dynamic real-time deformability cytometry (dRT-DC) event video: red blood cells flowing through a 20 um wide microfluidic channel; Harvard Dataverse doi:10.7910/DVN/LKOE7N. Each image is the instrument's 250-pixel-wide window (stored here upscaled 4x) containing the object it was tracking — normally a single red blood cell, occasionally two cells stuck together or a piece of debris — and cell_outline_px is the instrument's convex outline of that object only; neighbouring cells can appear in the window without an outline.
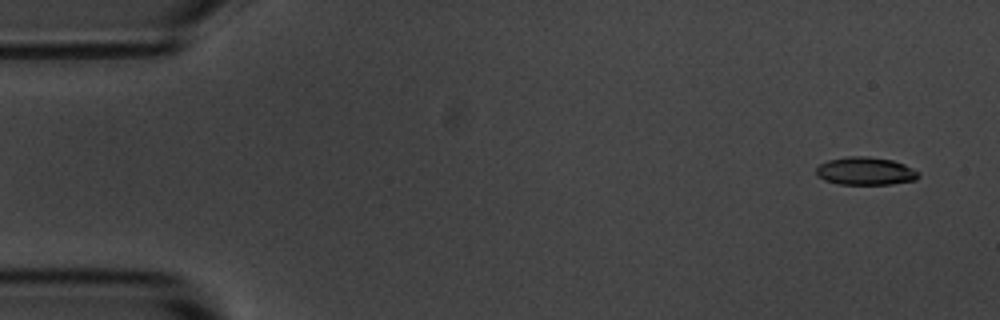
{"species": "common noctule bat (a hibernating species)", "species_latin": "Nyctalus noctula", "temperature_condition": "room temperature", "stored_images_in_passage": 9, "camera_frame_rate_fps": 3000, "um_per_image_px": 0.085, "animal": {"sex": "male", "body_mass_g": 20.1, "forearm_length_mm": 53.5}, "frame": {"image": 1, "passage_image": 1, "time_ms": 0.0, "image_size_px": [1000, 320], "cell_outline_px": [[920, 176], [916, 180], [892, 184], [840, 184], [824, 180], [816, 172], [816, 168], [820, 164], [828, 160], [848, 156], [868, 156], [892, 160], [904, 164], [920, 172]], "centroid_in_image_um": [73.6, 14.54], "position_along_channel_um": 11.4, "area_um2": 16.65}}
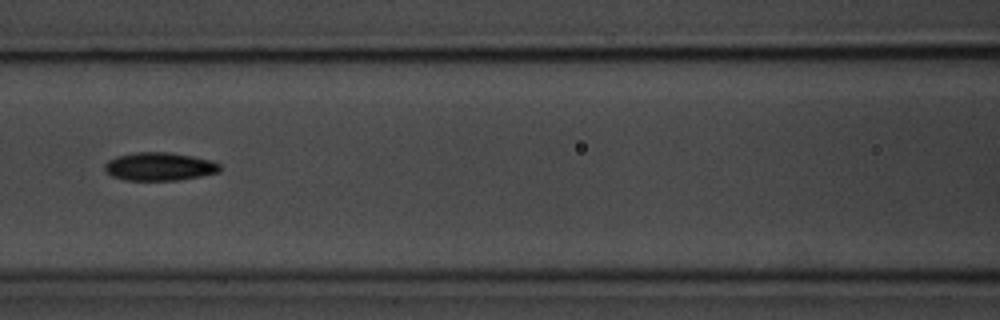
{"frame": {"image": 2, "passage_image": 7, "time_ms": 7.0, "image_size_px": [1000, 320], "cell_outline_px": [[220, 172], [200, 176], [176, 180], [124, 180], [112, 176], [104, 168], [104, 164], [108, 160], [116, 156], [136, 152], [172, 152], [212, 160], [220, 164]], "centroid_in_image_um": [13.55, 14.14], "position_along_channel_um": 153.0, "area_um2": 18.96}}
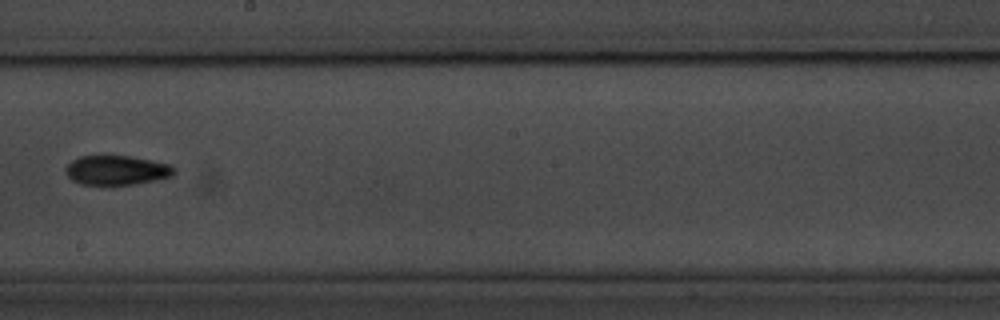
{"frame": {"image": 3, "passage_image": 9, "time_ms": 9.333, "image_size_px": [1000, 320], "cell_outline_px": [[176, 172], [172, 176], [156, 180], [136, 184], [112, 188], [80, 184], [72, 180], [64, 172], [64, 168], [72, 160], [80, 156], [128, 156], [172, 164], [176, 168]], "centroid_in_image_um": [9.9, 14.52], "position_along_channel_um": 238.3, "area_um2": 19.48}}